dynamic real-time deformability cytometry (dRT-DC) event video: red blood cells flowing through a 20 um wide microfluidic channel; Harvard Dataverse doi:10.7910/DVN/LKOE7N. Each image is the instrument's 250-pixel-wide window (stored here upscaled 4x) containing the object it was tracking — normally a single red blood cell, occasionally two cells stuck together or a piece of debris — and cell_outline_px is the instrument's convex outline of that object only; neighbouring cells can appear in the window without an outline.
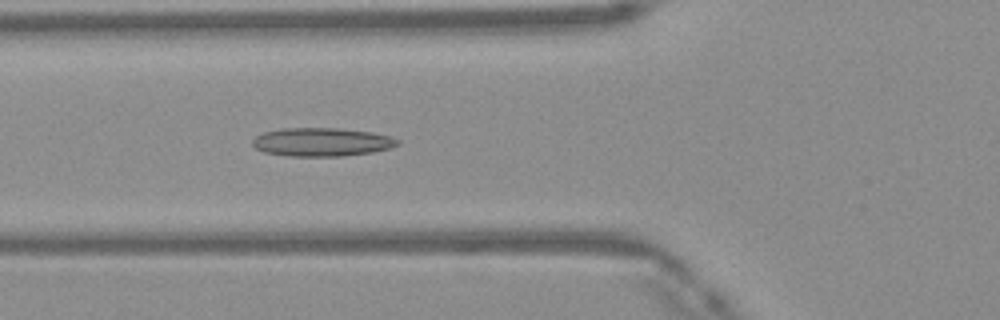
{"species": "Egyptian fruit bat (a non-hibernating species)", "species_latin": "Rousettus aegyptiacus", "temperature_condition": "warm", "stored_images_in_passage": 45, "camera_frame_rate_fps": 3000, "um_per_image_px": 0.085, "frame": {"image": 1, "passage_image": 15, "time_ms": 4.667, "image_size_px": [1000, 320], "cell_outline_px": [[400, 144], [392, 148], [372, 152], [340, 156], [288, 156], [264, 152], [256, 148], [252, 144], [252, 140], [256, 136], [264, 132], [280, 128], [340, 128], [372, 132], [388, 136], [400, 140]], "centroid_in_image_um": [27.36, 12.07], "position_along_channel_um": 98.4, "area_um2": 24.16}}
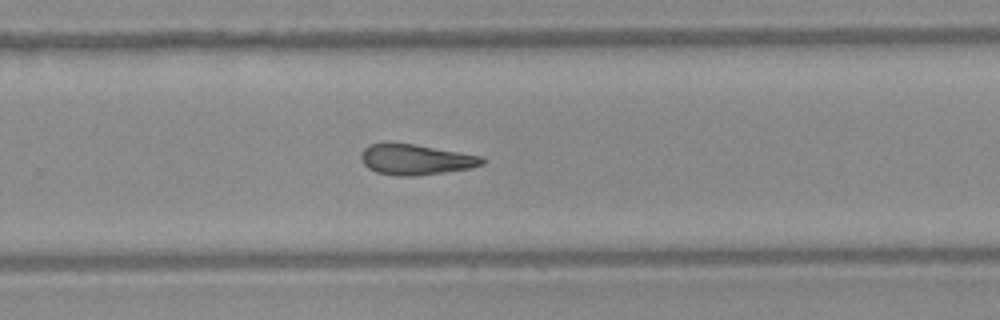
{"frame": {"image": 2, "passage_image": 29, "time_ms": 9.333, "image_size_px": [1000, 320], "cell_outline_px": [[488, 160], [484, 164], [472, 168], [416, 176], [396, 176], [376, 172], [368, 168], [364, 164], [360, 156], [364, 148], [368, 144], [412, 144], [484, 156]], "centroid_in_image_um": [35.39, 13.58], "position_along_channel_um": 294.4, "area_um2": 21.5}}
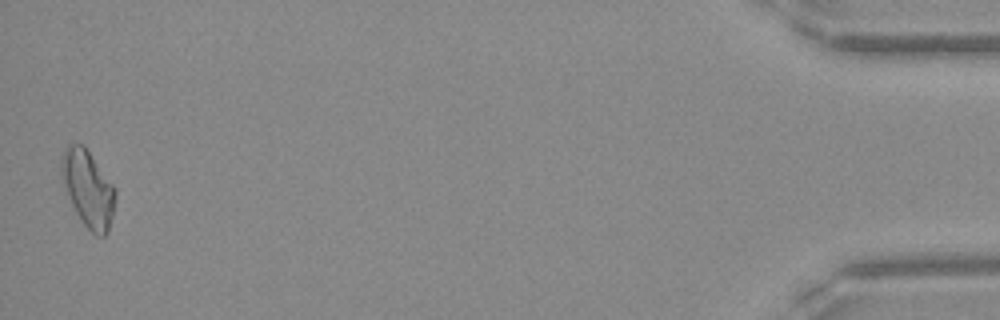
{"frame": {"image": 3, "passage_image": 45, "time_ms": 14.667, "image_size_px": [1000, 320], "cell_outline_px": [[116, 196], [112, 216], [108, 232], [104, 236], [96, 236], [84, 224], [76, 212], [72, 204], [60, 176], [60, 160], [64, 148], [68, 144], [84, 144], [116, 188]], "centroid_in_image_um": [7.48, 16.0], "position_along_channel_um": 427.7, "area_um2": 24.16}, "authors_computed_cell_mechanics": {"area_um2": 22.3108, "velocity_mm_per_s": 4.1923, "shape_relaxation_time_tau1_ms": null, "shape_relaxation_time_tau2_ms": 7.0869, "deformation_change_tau1": null, "deformation_change_tau2": 0.1954}}